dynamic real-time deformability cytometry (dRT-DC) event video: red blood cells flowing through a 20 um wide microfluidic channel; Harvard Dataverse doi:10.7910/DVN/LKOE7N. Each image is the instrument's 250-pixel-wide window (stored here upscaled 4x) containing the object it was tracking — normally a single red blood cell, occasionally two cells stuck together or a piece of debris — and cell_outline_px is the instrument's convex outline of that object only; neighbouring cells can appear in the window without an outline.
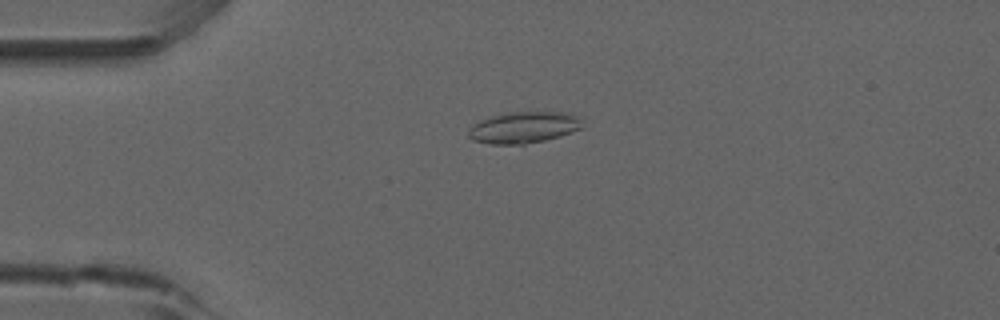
{"species": "common noctule bat (a hibernating species)", "species_latin": "Nyctalus noctula", "temperature_condition": "room temperature", "stored_images_in_passage": 53, "camera_frame_rate_fps": 3000, "um_per_image_px": 0.085, "animal": {"sex": "male", "forearm_length_mm": 52.5}, "frame": {"image": 1, "passage_image": 13, "time_ms": 4.0, "image_size_px": [1000, 320], "cell_outline_px": [[584, 128], [560, 136], [544, 140], [524, 144], [492, 144], [472, 140], [468, 136], [468, 128], [472, 124], [480, 120], [492, 116], [512, 112], [568, 112], [580, 116]], "centroid_in_image_um": [44.54, 10.83], "position_along_channel_um": 40.5, "area_um2": 21.04}}
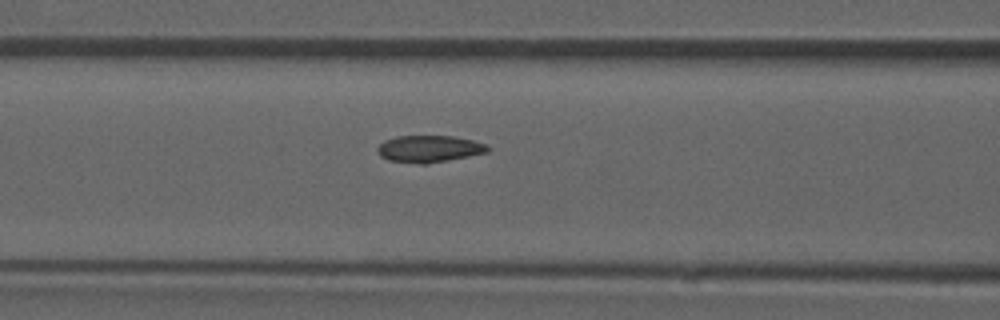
{"frame": {"image": 2, "passage_image": 22, "time_ms": 7.0, "image_size_px": [1000, 320], "cell_outline_px": [[492, 148], [488, 152], [428, 164], [420, 164], [388, 160], [380, 156], [376, 152], [376, 148], [384, 140], [396, 136], [452, 136], [472, 140], [484, 144]], "centroid_in_image_um": [36.44, 12.65], "position_along_channel_um": 130.2, "area_um2": 17.34}}
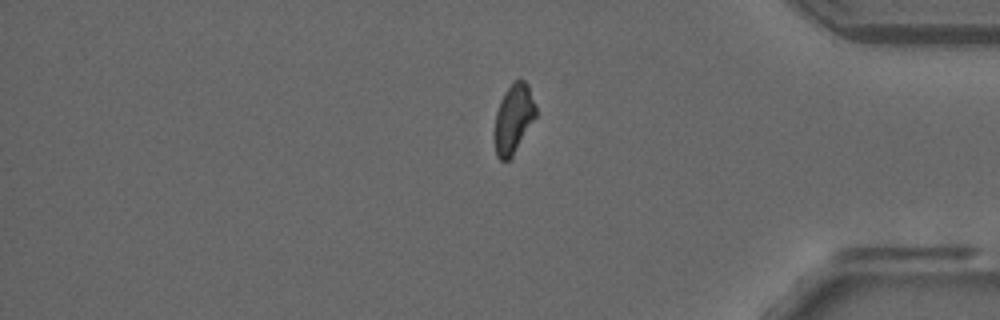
{"frame": {"image": 3, "passage_image": 44, "time_ms": 14.333, "image_size_px": [1000, 320], "cell_outline_px": [[536, 116], [512, 160], [500, 160], [496, 156], [492, 140], [496, 112], [500, 100], [504, 92], [516, 80], [524, 80], [528, 84], [536, 108]], "centroid_in_image_um": [43.61, 10.18], "position_along_channel_um": 391.6, "area_um2": 17.17}, "authors_computed_cell_mechanics": {"area_um2": 17.3978, "velocity_mm_per_s": 3.904, "shape_relaxation_time_tau1_ms": null, "shape_relaxation_time_tau2_ms": 2.6388, "deformation_change_tau1": null, "deformation_change_tau2": 0.0705}}